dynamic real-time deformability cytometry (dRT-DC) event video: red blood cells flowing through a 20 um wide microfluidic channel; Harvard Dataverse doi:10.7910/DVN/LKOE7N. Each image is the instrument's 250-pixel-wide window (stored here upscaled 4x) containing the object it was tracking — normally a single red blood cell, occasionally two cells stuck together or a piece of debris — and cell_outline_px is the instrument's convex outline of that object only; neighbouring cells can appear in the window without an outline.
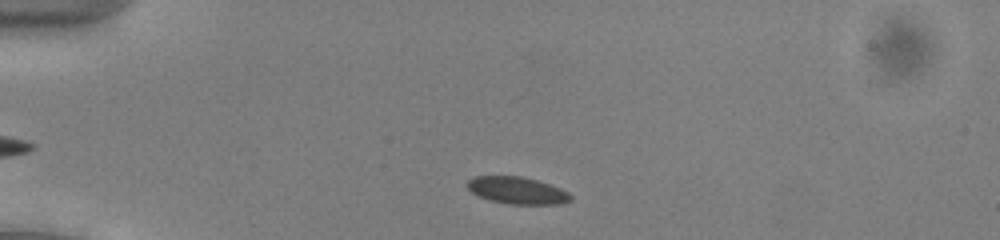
{"species": "common noctule bat (a hibernating species)", "species_latin": "Nyctalus noctula", "temperature_condition": "cold", "stored_images_in_passage": 38, "camera_frame_rate_fps": 3000, "um_per_image_px": 0.085, "animal": {"sex": "male", "body_mass_g": 13.0, "forearm_length_mm": 53.1}, "frame": {"image": 1, "passage_image": 4, "time_ms": 1.0, "image_size_px": [1000, 240], "cell_outline_px": [[572, 200], [560, 204], [504, 204], [488, 200], [472, 192], [464, 184], [472, 176], [520, 176], [536, 180], [560, 188], [568, 192], [572, 196]], "centroid_in_image_um": [43.93, 16.19], "position_along_channel_um": 41.1, "area_um2": 16.42}}
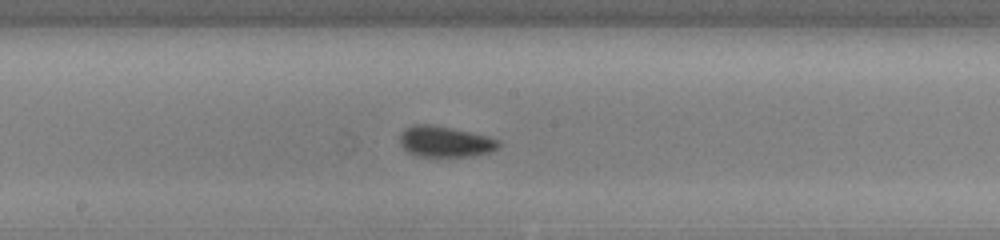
{"frame": {"image": 2, "passage_image": 20, "time_ms": 6.333, "image_size_px": [1000, 240], "cell_outline_px": [[500, 148], [492, 152], [472, 156], [416, 156], [408, 152], [400, 144], [400, 132], [404, 128], [412, 124], [432, 124], [452, 128], [488, 136], [500, 140]], "centroid_in_image_um": [37.84, 12.03], "position_along_channel_um": 210.4, "area_um2": 18.03}}
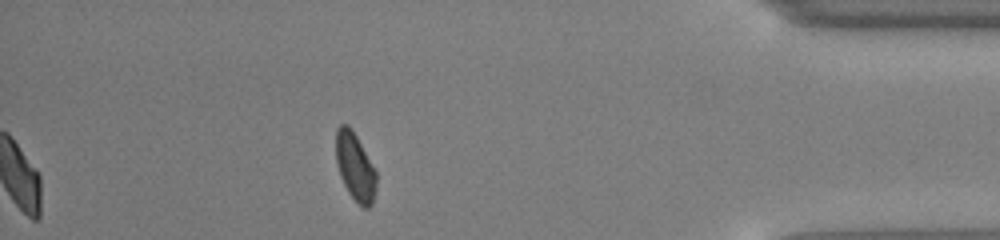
{"frame": {"image": 3, "passage_image": 38, "time_ms": 12.333, "image_size_px": [1000, 240], "cell_outline_px": [[376, 184], [372, 204], [368, 208], [364, 208], [348, 192], [340, 176], [336, 160], [336, 128], [340, 124], [348, 124], [356, 136], [376, 172]], "centroid_in_image_um": [30.16, 14.16], "position_along_channel_um": 405.0, "area_um2": 15.61}, "authors_computed_cell_mechanics": {"area_um2": 17.1088, "velocity_mm_per_s": 3.8995, "shape_relaxation_time_tau1_ms": 3.4533, "shape_relaxation_time_tau2_ms": 1.3628, "deformation_change_tau1": 0.0571, "deformation_change_tau2": 0.0648}}